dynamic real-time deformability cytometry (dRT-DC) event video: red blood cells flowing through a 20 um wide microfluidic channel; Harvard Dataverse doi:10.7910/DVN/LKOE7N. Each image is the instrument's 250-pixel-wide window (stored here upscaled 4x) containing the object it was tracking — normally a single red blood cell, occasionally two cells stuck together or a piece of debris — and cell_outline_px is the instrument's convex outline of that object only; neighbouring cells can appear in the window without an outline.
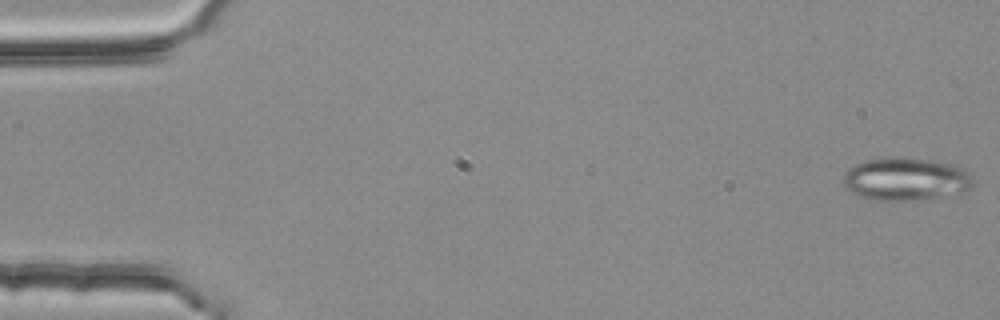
{"species": "common noctule bat (a hibernating species)", "species_latin": "Nyctalus noctula", "temperature_condition": "room temperature", "stored_images_in_passage": 5, "segment_of_instrument_passage": [2, 2], "camera_frame_rate_fps": 3000, "um_per_image_px": 0.085, "animal": {"sex": "female", "body_mass_g": 25.1}, "frame": {"image": 1, "passage_image": 5, "time_ms": 1.333, "image_size_px": [1000, 320], "cell_outline_px": [[972, 188], [968, 192], [912, 200], [868, 200], [852, 192], [844, 184], [844, 172], [848, 168], [864, 160], [892, 156], [900, 156], [936, 160], [956, 164], [972, 176]], "centroid_in_image_um": [77.01, 15.2], "position_along_channel_um": 8.0, "area_um2": 32.89}}